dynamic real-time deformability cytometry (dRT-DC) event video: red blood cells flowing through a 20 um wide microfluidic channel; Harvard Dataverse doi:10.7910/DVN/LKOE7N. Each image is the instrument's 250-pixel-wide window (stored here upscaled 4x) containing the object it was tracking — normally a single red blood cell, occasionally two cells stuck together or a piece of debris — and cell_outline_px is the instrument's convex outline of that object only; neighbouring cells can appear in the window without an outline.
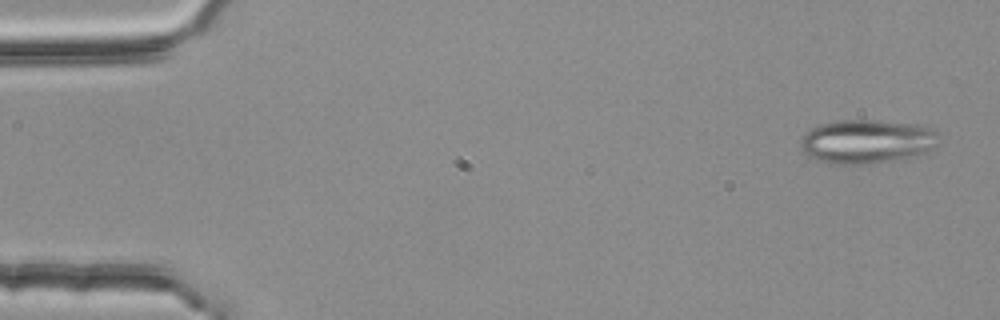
{"species": "common noctule bat (a hibernating species)", "species_latin": "Nyctalus noctula", "temperature_condition": "room temperature", "stored_images_in_passage": 4, "camera_frame_rate_fps": 3000, "um_per_image_px": 0.085, "animal": {"sex": "female", "body_mass_g": 25.1}, "frame": {"image": 1, "passage_image": 1, "time_ms": 0.0, "image_size_px": [1000, 320], "cell_outline_px": [[940, 136], [936, 148], [916, 156], [860, 164], [836, 164], [816, 160], [808, 156], [800, 148], [800, 136], [804, 132], [820, 124], [836, 120], [872, 120], [916, 124], [936, 128]], "centroid_in_image_um": [73.7, 12.01], "position_along_channel_um": 11.3, "area_um2": 35.78}}